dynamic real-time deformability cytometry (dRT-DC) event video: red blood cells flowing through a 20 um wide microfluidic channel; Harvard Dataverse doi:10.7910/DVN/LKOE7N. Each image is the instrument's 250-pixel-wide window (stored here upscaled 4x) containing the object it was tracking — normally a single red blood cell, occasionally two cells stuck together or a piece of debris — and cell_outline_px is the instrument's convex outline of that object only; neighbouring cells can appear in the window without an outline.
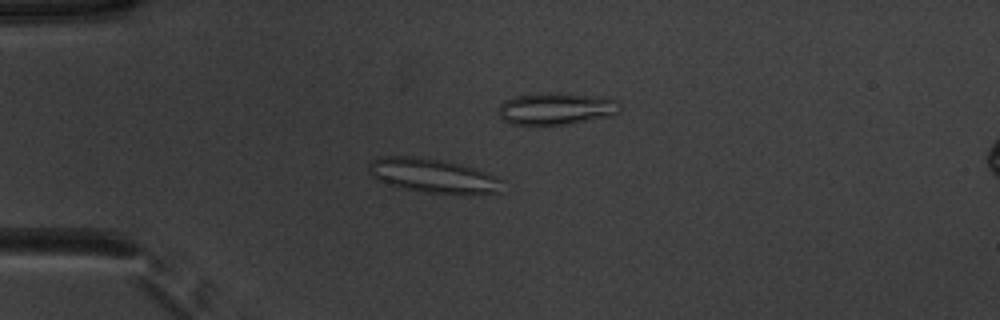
{"species": "common noctule bat (a hibernating species)", "species_latin": "Nyctalus noctula", "temperature_condition": "warm", "stored_images_in_passage": 53, "camera_frame_rate_fps": 3000, "um_per_image_px": 0.085, "animal": {"sex": "male", "body_mass_g": 20.1, "forearm_length_mm": 53.5}, "frame": {"image": 1, "passage_image": 15, "time_ms": 4.667, "image_size_px": [1000, 320], "cell_outline_px": [[504, 180], [500, 192], [472, 196], [464, 196], [424, 192], [404, 188], [388, 184], [376, 180], [368, 172], [368, 164], [376, 156], [412, 156], [444, 160], [460, 164], [496, 176]], "centroid_in_image_um": [36.83, 14.96], "position_along_channel_um": 48.2, "area_um2": 27.34}}
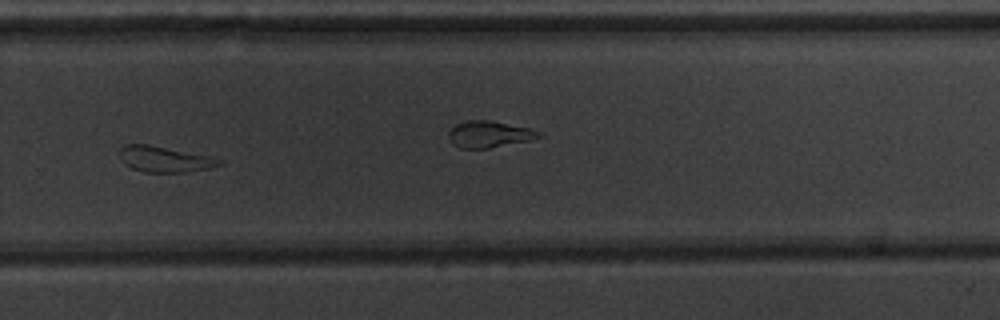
{"frame": {"image": 2, "passage_image": 37, "time_ms": 12.0, "image_size_px": [1000, 320], "cell_outline_px": [[224, 164], [208, 168], [184, 172], [144, 172], [132, 168], [124, 164], [120, 156], [120, 148], [124, 144], [148, 144], [208, 156], [224, 160]], "centroid_in_image_um": [13.98, 13.53], "position_along_channel_um": 315.8, "area_um2": 14.85}}
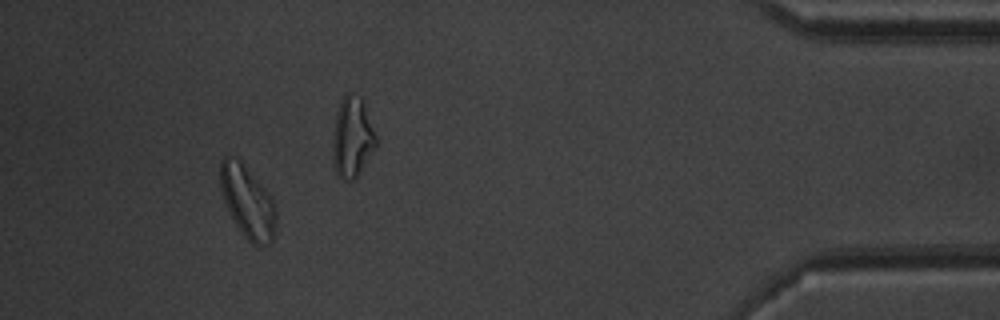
{"frame": {"image": 3, "passage_image": 49, "time_ms": 16.0, "image_size_px": [1000, 320], "cell_outline_px": [[276, 232], [272, 244], [260, 248], [252, 244], [240, 232], [224, 200], [220, 188], [220, 160], [224, 156], [228, 156], [240, 160], [264, 188], [272, 200], [276, 208]], "centroid_in_image_um": [21.07, 17.22], "position_along_channel_um": 414.1, "area_um2": 23.58}, "authors_computed_cell_mechanics": {"area_um2": 20.7502, "velocity_mm_per_s": 3.9071, "shape_relaxation_time_tau1_ms": null, "shape_relaxation_time_tau2_ms": 2.8907, "deformation_change_tau1": null, "deformation_change_tau2": 0.1369}}